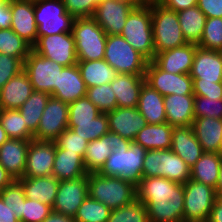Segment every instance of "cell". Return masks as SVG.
<instances>
[{
  "label": "cell",
  "instance_id": "obj_1",
  "mask_svg": "<svg viewBox=\"0 0 222 222\" xmlns=\"http://www.w3.org/2000/svg\"><path fill=\"white\" fill-rule=\"evenodd\" d=\"M136 191L149 222H183L184 184L164 177H142Z\"/></svg>",
  "mask_w": 222,
  "mask_h": 222
},
{
  "label": "cell",
  "instance_id": "obj_2",
  "mask_svg": "<svg viewBox=\"0 0 222 222\" xmlns=\"http://www.w3.org/2000/svg\"><path fill=\"white\" fill-rule=\"evenodd\" d=\"M88 195L111 210L129 205L137 199L134 183L98 172L88 173Z\"/></svg>",
  "mask_w": 222,
  "mask_h": 222
},
{
  "label": "cell",
  "instance_id": "obj_3",
  "mask_svg": "<svg viewBox=\"0 0 222 222\" xmlns=\"http://www.w3.org/2000/svg\"><path fill=\"white\" fill-rule=\"evenodd\" d=\"M148 62L155 57L151 6L137 5L128 15L120 34Z\"/></svg>",
  "mask_w": 222,
  "mask_h": 222
},
{
  "label": "cell",
  "instance_id": "obj_4",
  "mask_svg": "<svg viewBox=\"0 0 222 222\" xmlns=\"http://www.w3.org/2000/svg\"><path fill=\"white\" fill-rule=\"evenodd\" d=\"M146 152V149L134 141L129 147H116L112 149L111 155L98 173L108 177H119L137 185L142 178Z\"/></svg>",
  "mask_w": 222,
  "mask_h": 222
},
{
  "label": "cell",
  "instance_id": "obj_5",
  "mask_svg": "<svg viewBox=\"0 0 222 222\" xmlns=\"http://www.w3.org/2000/svg\"><path fill=\"white\" fill-rule=\"evenodd\" d=\"M72 35L78 61L104 59L107 34L93 17L75 18Z\"/></svg>",
  "mask_w": 222,
  "mask_h": 222
},
{
  "label": "cell",
  "instance_id": "obj_6",
  "mask_svg": "<svg viewBox=\"0 0 222 222\" xmlns=\"http://www.w3.org/2000/svg\"><path fill=\"white\" fill-rule=\"evenodd\" d=\"M190 176L191 168L171 149L147 150L143 160L142 177H164L185 184Z\"/></svg>",
  "mask_w": 222,
  "mask_h": 222
},
{
  "label": "cell",
  "instance_id": "obj_7",
  "mask_svg": "<svg viewBox=\"0 0 222 222\" xmlns=\"http://www.w3.org/2000/svg\"><path fill=\"white\" fill-rule=\"evenodd\" d=\"M155 54L186 44L177 12L162 4L151 5Z\"/></svg>",
  "mask_w": 222,
  "mask_h": 222
},
{
  "label": "cell",
  "instance_id": "obj_8",
  "mask_svg": "<svg viewBox=\"0 0 222 222\" xmlns=\"http://www.w3.org/2000/svg\"><path fill=\"white\" fill-rule=\"evenodd\" d=\"M104 60L118 74L145 75L148 63L121 35H107Z\"/></svg>",
  "mask_w": 222,
  "mask_h": 222
},
{
  "label": "cell",
  "instance_id": "obj_9",
  "mask_svg": "<svg viewBox=\"0 0 222 222\" xmlns=\"http://www.w3.org/2000/svg\"><path fill=\"white\" fill-rule=\"evenodd\" d=\"M33 3L38 38L72 32L75 18L66 11L63 0H39Z\"/></svg>",
  "mask_w": 222,
  "mask_h": 222
},
{
  "label": "cell",
  "instance_id": "obj_10",
  "mask_svg": "<svg viewBox=\"0 0 222 222\" xmlns=\"http://www.w3.org/2000/svg\"><path fill=\"white\" fill-rule=\"evenodd\" d=\"M216 193L215 188L189 179L184 184L183 222H207Z\"/></svg>",
  "mask_w": 222,
  "mask_h": 222
},
{
  "label": "cell",
  "instance_id": "obj_11",
  "mask_svg": "<svg viewBox=\"0 0 222 222\" xmlns=\"http://www.w3.org/2000/svg\"><path fill=\"white\" fill-rule=\"evenodd\" d=\"M63 68V65L38 55L33 50L23 63V70L27 74L33 90L50 95L58 86L59 73Z\"/></svg>",
  "mask_w": 222,
  "mask_h": 222
},
{
  "label": "cell",
  "instance_id": "obj_12",
  "mask_svg": "<svg viewBox=\"0 0 222 222\" xmlns=\"http://www.w3.org/2000/svg\"><path fill=\"white\" fill-rule=\"evenodd\" d=\"M32 50L64 67L73 66L78 62L72 32L40 36Z\"/></svg>",
  "mask_w": 222,
  "mask_h": 222
},
{
  "label": "cell",
  "instance_id": "obj_13",
  "mask_svg": "<svg viewBox=\"0 0 222 222\" xmlns=\"http://www.w3.org/2000/svg\"><path fill=\"white\" fill-rule=\"evenodd\" d=\"M139 4L141 1L102 0L93 18L107 35H120L129 13Z\"/></svg>",
  "mask_w": 222,
  "mask_h": 222
},
{
  "label": "cell",
  "instance_id": "obj_14",
  "mask_svg": "<svg viewBox=\"0 0 222 222\" xmlns=\"http://www.w3.org/2000/svg\"><path fill=\"white\" fill-rule=\"evenodd\" d=\"M69 104L50 96L41 116L34 140L54 141L68 128Z\"/></svg>",
  "mask_w": 222,
  "mask_h": 222
},
{
  "label": "cell",
  "instance_id": "obj_15",
  "mask_svg": "<svg viewBox=\"0 0 222 222\" xmlns=\"http://www.w3.org/2000/svg\"><path fill=\"white\" fill-rule=\"evenodd\" d=\"M145 80L162 96L193 94V79L189 74H172L161 70L153 61L147 63Z\"/></svg>",
  "mask_w": 222,
  "mask_h": 222
},
{
  "label": "cell",
  "instance_id": "obj_16",
  "mask_svg": "<svg viewBox=\"0 0 222 222\" xmlns=\"http://www.w3.org/2000/svg\"><path fill=\"white\" fill-rule=\"evenodd\" d=\"M88 196V175L60 181L52 210L74 218Z\"/></svg>",
  "mask_w": 222,
  "mask_h": 222
},
{
  "label": "cell",
  "instance_id": "obj_17",
  "mask_svg": "<svg viewBox=\"0 0 222 222\" xmlns=\"http://www.w3.org/2000/svg\"><path fill=\"white\" fill-rule=\"evenodd\" d=\"M55 160V142L31 140L27 151L23 177L52 176Z\"/></svg>",
  "mask_w": 222,
  "mask_h": 222
},
{
  "label": "cell",
  "instance_id": "obj_18",
  "mask_svg": "<svg viewBox=\"0 0 222 222\" xmlns=\"http://www.w3.org/2000/svg\"><path fill=\"white\" fill-rule=\"evenodd\" d=\"M130 143L131 141L110 131L101 138L90 141L83 158L87 172H98L111 155L112 149L129 147Z\"/></svg>",
  "mask_w": 222,
  "mask_h": 222
},
{
  "label": "cell",
  "instance_id": "obj_19",
  "mask_svg": "<svg viewBox=\"0 0 222 222\" xmlns=\"http://www.w3.org/2000/svg\"><path fill=\"white\" fill-rule=\"evenodd\" d=\"M193 83L222 82V55L220 51L196 48L189 73Z\"/></svg>",
  "mask_w": 222,
  "mask_h": 222
},
{
  "label": "cell",
  "instance_id": "obj_20",
  "mask_svg": "<svg viewBox=\"0 0 222 222\" xmlns=\"http://www.w3.org/2000/svg\"><path fill=\"white\" fill-rule=\"evenodd\" d=\"M11 29L32 47L37 43L34 3L29 0H10Z\"/></svg>",
  "mask_w": 222,
  "mask_h": 222
},
{
  "label": "cell",
  "instance_id": "obj_21",
  "mask_svg": "<svg viewBox=\"0 0 222 222\" xmlns=\"http://www.w3.org/2000/svg\"><path fill=\"white\" fill-rule=\"evenodd\" d=\"M109 131L129 141H134L137 133L147 125L143 115L136 108L116 107L107 112Z\"/></svg>",
  "mask_w": 222,
  "mask_h": 222
},
{
  "label": "cell",
  "instance_id": "obj_22",
  "mask_svg": "<svg viewBox=\"0 0 222 222\" xmlns=\"http://www.w3.org/2000/svg\"><path fill=\"white\" fill-rule=\"evenodd\" d=\"M197 47V44L186 43L183 46L155 54L152 61L165 72L189 74Z\"/></svg>",
  "mask_w": 222,
  "mask_h": 222
},
{
  "label": "cell",
  "instance_id": "obj_23",
  "mask_svg": "<svg viewBox=\"0 0 222 222\" xmlns=\"http://www.w3.org/2000/svg\"><path fill=\"white\" fill-rule=\"evenodd\" d=\"M30 141L9 138L0 146V164L14 180L24 175Z\"/></svg>",
  "mask_w": 222,
  "mask_h": 222
},
{
  "label": "cell",
  "instance_id": "obj_24",
  "mask_svg": "<svg viewBox=\"0 0 222 222\" xmlns=\"http://www.w3.org/2000/svg\"><path fill=\"white\" fill-rule=\"evenodd\" d=\"M194 94H171L164 97L166 123L172 127L191 126L194 116Z\"/></svg>",
  "mask_w": 222,
  "mask_h": 222
},
{
  "label": "cell",
  "instance_id": "obj_25",
  "mask_svg": "<svg viewBox=\"0 0 222 222\" xmlns=\"http://www.w3.org/2000/svg\"><path fill=\"white\" fill-rule=\"evenodd\" d=\"M170 149L181 157L191 168L204 153L198 142L193 127H174Z\"/></svg>",
  "mask_w": 222,
  "mask_h": 222
},
{
  "label": "cell",
  "instance_id": "obj_26",
  "mask_svg": "<svg viewBox=\"0 0 222 222\" xmlns=\"http://www.w3.org/2000/svg\"><path fill=\"white\" fill-rule=\"evenodd\" d=\"M86 85L82 79L77 64L64 67L59 73L58 86L52 93L55 97L67 104L86 96Z\"/></svg>",
  "mask_w": 222,
  "mask_h": 222
},
{
  "label": "cell",
  "instance_id": "obj_27",
  "mask_svg": "<svg viewBox=\"0 0 222 222\" xmlns=\"http://www.w3.org/2000/svg\"><path fill=\"white\" fill-rule=\"evenodd\" d=\"M145 82V75L117 74L110 82L117 99V107L136 108Z\"/></svg>",
  "mask_w": 222,
  "mask_h": 222
},
{
  "label": "cell",
  "instance_id": "obj_28",
  "mask_svg": "<svg viewBox=\"0 0 222 222\" xmlns=\"http://www.w3.org/2000/svg\"><path fill=\"white\" fill-rule=\"evenodd\" d=\"M192 127L204 152L222 154V119L195 117Z\"/></svg>",
  "mask_w": 222,
  "mask_h": 222
},
{
  "label": "cell",
  "instance_id": "obj_29",
  "mask_svg": "<svg viewBox=\"0 0 222 222\" xmlns=\"http://www.w3.org/2000/svg\"><path fill=\"white\" fill-rule=\"evenodd\" d=\"M33 91L27 74L21 71L0 89V109L20 108Z\"/></svg>",
  "mask_w": 222,
  "mask_h": 222
},
{
  "label": "cell",
  "instance_id": "obj_30",
  "mask_svg": "<svg viewBox=\"0 0 222 222\" xmlns=\"http://www.w3.org/2000/svg\"><path fill=\"white\" fill-rule=\"evenodd\" d=\"M18 181L23 187L26 198L40 201L53 207L60 183L56 177H22Z\"/></svg>",
  "mask_w": 222,
  "mask_h": 222
},
{
  "label": "cell",
  "instance_id": "obj_31",
  "mask_svg": "<svg viewBox=\"0 0 222 222\" xmlns=\"http://www.w3.org/2000/svg\"><path fill=\"white\" fill-rule=\"evenodd\" d=\"M85 175H88V172L83 157L77 153L57 148L55 144V160L52 176L56 177L59 181H63L74 180Z\"/></svg>",
  "mask_w": 222,
  "mask_h": 222
},
{
  "label": "cell",
  "instance_id": "obj_32",
  "mask_svg": "<svg viewBox=\"0 0 222 222\" xmlns=\"http://www.w3.org/2000/svg\"><path fill=\"white\" fill-rule=\"evenodd\" d=\"M137 109L143 115L147 124L166 123L164 96L146 82L140 91Z\"/></svg>",
  "mask_w": 222,
  "mask_h": 222
},
{
  "label": "cell",
  "instance_id": "obj_33",
  "mask_svg": "<svg viewBox=\"0 0 222 222\" xmlns=\"http://www.w3.org/2000/svg\"><path fill=\"white\" fill-rule=\"evenodd\" d=\"M174 127L168 123L147 124L136 135L134 142L146 150H168Z\"/></svg>",
  "mask_w": 222,
  "mask_h": 222
},
{
  "label": "cell",
  "instance_id": "obj_34",
  "mask_svg": "<svg viewBox=\"0 0 222 222\" xmlns=\"http://www.w3.org/2000/svg\"><path fill=\"white\" fill-rule=\"evenodd\" d=\"M221 164V153L204 152L200 159L191 167L190 179L216 189Z\"/></svg>",
  "mask_w": 222,
  "mask_h": 222
},
{
  "label": "cell",
  "instance_id": "obj_35",
  "mask_svg": "<svg viewBox=\"0 0 222 222\" xmlns=\"http://www.w3.org/2000/svg\"><path fill=\"white\" fill-rule=\"evenodd\" d=\"M86 88L108 84L117 76V71L111 67L104 59L93 61H78Z\"/></svg>",
  "mask_w": 222,
  "mask_h": 222
},
{
  "label": "cell",
  "instance_id": "obj_36",
  "mask_svg": "<svg viewBox=\"0 0 222 222\" xmlns=\"http://www.w3.org/2000/svg\"><path fill=\"white\" fill-rule=\"evenodd\" d=\"M177 17L186 42L198 44L203 35L206 15L196 5L177 12Z\"/></svg>",
  "mask_w": 222,
  "mask_h": 222
},
{
  "label": "cell",
  "instance_id": "obj_37",
  "mask_svg": "<svg viewBox=\"0 0 222 222\" xmlns=\"http://www.w3.org/2000/svg\"><path fill=\"white\" fill-rule=\"evenodd\" d=\"M50 94L40 91H33L31 96L24 102V104L18 108L25 123L27 129L34 135L38 129V125L46 107L47 101L50 98Z\"/></svg>",
  "mask_w": 222,
  "mask_h": 222
},
{
  "label": "cell",
  "instance_id": "obj_38",
  "mask_svg": "<svg viewBox=\"0 0 222 222\" xmlns=\"http://www.w3.org/2000/svg\"><path fill=\"white\" fill-rule=\"evenodd\" d=\"M23 116L18 109H0V123L8 138L33 140L34 135L27 129Z\"/></svg>",
  "mask_w": 222,
  "mask_h": 222
},
{
  "label": "cell",
  "instance_id": "obj_39",
  "mask_svg": "<svg viewBox=\"0 0 222 222\" xmlns=\"http://www.w3.org/2000/svg\"><path fill=\"white\" fill-rule=\"evenodd\" d=\"M31 51L32 46L11 28L0 29V53L19 58L24 63Z\"/></svg>",
  "mask_w": 222,
  "mask_h": 222
},
{
  "label": "cell",
  "instance_id": "obj_40",
  "mask_svg": "<svg viewBox=\"0 0 222 222\" xmlns=\"http://www.w3.org/2000/svg\"><path fill=\"white\" fill-rule=\"evenodd\" d=\"M102 112L85 96L69 104L68 128L77 123L93 122Z\"/></svg>",
  "mask_w": 222,
  "mask_h": 222
},
{
  "label": "cell",
  "instance_id": "obj_41",
  "mask_svg": "<svg viewBox=\"0 0 222 222\" xmlns=\"http://www.w3.org/2000/svg\"><path fill=\"white\" fill-rule=\"evenodd\" d=\"M111 209L88 196L77 209L76 222H107Z\"/></svg>",
  "mask_w": 222,
  "mask_h": 222
},
{
  "label": "cell",
  "instance_id": "obj_42",
  "mask_svg": "<svg viewBox=\"0 0 222 222\" xmlns=\"http://www.w3.org/2000/svg\"><path fill=\"white\" fill-rule=\"evenodd\" d=\"M107 222H149L147 208L136 199L129 205L111 210Z\"/></svg>",
  "mask_w": 222,
  "mask_h": 222
},
{
  "label": "cell",
  "instance_id": "obj_43",
  "mask_svg": "<svg viewBox=\"0 0 222 222\" xmlns=\"http://www.w3.org/2000/svg\"><path fill=\"white\" fill-rule=\"evenodd\" d=\"M86 97L102 113L110 112L117 107V99L110 83L87 88Z\"/></svg>",
  "mask_w": 222,
  "mask_h": 222
},
{
  "label": "cell",
  "instance_id": "obj_44",
  "mask_svg": "<svg viewBox=\"0 0 222 222\" xmlns=\"http://www.w3.org/2000/svg\"><path fill=\"white\" fill-rule=\"evenodd\" d=\"M72 130L89 142L99 139L109 132L107 113H101L93 119V122L77 123Z\"/></svg>",
  "mask_w": 222,
  "mask_h": 222
},
{
  "label": "cell",
  "instance_id": "obj_45",
  "mask_svg": "<svg viewBox=\"0 0 222 222\" xmlns=\"http://www.w3.org/2000/svg\"><path fill=\"white\" fill-rule=\"evenodd\" d=\"M198 47L220 51L222 49V18H207Z\"/></svg>",
  "mask_w": 222,
  "mask_h": 222
},
{
  "label": "cell",
  "instance_id": "obj_46",
  "mask_svg": "<svg viewBox=\"0 0 222 222\" xmlns=\"http://www.w3.org/2000/svg\"><path fill=\"white\" fill-rule=\"evenodd\" d=\"M0 197L5 204L16 213L17 218L22 222L23 202L26 199L23 187L18 180H14L0 192Z\"/></svg>",
  "mask_w": 222,
  "mask_h": 222
},
{
  "label": "cell",
  "instance_id": "obj_47",
  "mask_svg": "<svg viewBox=\"0 0 222 222\" xmlns=\"http://www.w3.org/2000/svg\"><path fill=\"white\" fill-rule=\"evenodd\" d=\"M56 147L77 153L84 158L89 141L66 128L55 140Z\"/></svg>",
  "mask_w": 222,
  "mask_h": 222
},
{
  "label": "cell",
  "instance_id": "obj_48",
  "mask_svg": "<svg viewBox=\"0 0 222 222\" xmlns=\"http://www.w3.org/2000/svg\"><path fill=\"white\" fill-rule=\"evenodd\" d=\"M194 116L222 119V98L195 96Z\"/></svg>",
  "mask_w": 222,
  "mask_h": 222
},
{
  "label": "cell",
  "instance_id": "obj_49",
  "mask_svg": "<svg viewBox=\"0 0 222 222\" xmlns=\"http://www.w3.org/2000/svg\"><path fill=\"white\" fill-rule=\"evenodd\" d=\"M52 211L51 206L26 198L23 202L22 222H43Z\"/></svg>",
  "mask_w": 222,
  "mask_h": 222
},
{
  "label": "cell",
  "instance_id": "obj_50",
  "mask_svg": "<svg viewBox=\"0 0 222 222\" xmlns=\"http://www.w3.org/2000/svg\"><path fill=\"white\" fill-rule=\"evenodd\" d=\"M102 0H63L66 11L74 18L93 17Z\"/></svg>",
  "mask_w": 222,
  "mask_h": 222
},
{
  "label": "cell",
  "instance_id": "obj_51",
  "mask_svg": "<svg viewBox=\"0 0 222 222\" xmlns=\"http://www.w3.org/2000/svg\"><path fill=\"white\" fill-rule=\"evenodd\" d=\"M21 71L23 62L19 58L0 53V89Z\"/></svg>",
  "mask_w": 222,
  "mask_h": 222
},
{
  "label": "cell",
  "instance_id": "obj_52",
  "mask_svg": "<svg viewBox=\"0 0 222 222\" xmlns=\"http://www.w3.org/2000/svg\"><path fill=\"white\" fill-rule=\"evenodd\" d=\"M193 94L207 98H222V82L193 83Z\"/></svg>",
  "mask_w": 222,
  "mask_h": 222
},
{
  "label": "cell",
  "instance_id": "obj_53",
  "mask_svg": "<svg viewBox=\"0 0 222 222\" xmlns=\"http://www.w3.org/2000/svg\"><path fill=\"white\" fill-rule=\"evenodd\" d=\"M197 7L206 18H222V0H198Z\"/></svg>",
  "mask_w": 222,
  "mask_h": 222
},
{
  "label": "cell",
  "instance_id": "obj_54",
  "mask_svg": "<svg viewBox=\"0 0 222 222\" xmlns=\"http://www.w3.org/2000/svg\"><path fill=\"white\" fill-rule=\"evenodd\" d=\"M10 0H0V29L11 28Z\"/></svg>",
  "mask_w": 222,
  "mask_h": 222
},
{
  "label": "cell",
  "instance_id": "obj_55",
  "mask_svg": "<svg viewBox=\"0 0 222 222\" xmlns=\"http://www.w3.org/2000/svg\"><path fill=\"white\" fill-rule=\"evenodd\" d=\"M198 0H164L162 5L167 9L179 12L190 7L196 6Z\"/></svg>",
  "mask_w": 222,
  "mask_h": 222
},
{
  "label": "cell",
  "instance_id": "obj_56",
  "mask_svg": "<svg viewBox=\"0 0 222 222\" xmlns=\"http://www.w3.org/2000/svg\"><path fill=\"white\" fill-rule=\"evenodd\" d=\"M0 222H20L16 213L0 197Z\"/></svg>",
  "mask_w": 222,
  "mask_h": 222
},
{
  "label": "cell",
  "instance_id": "obj_57",
  "mask_svg": "<svg viewBox=\"0 0 222 222\" xmlns=\"http://www.w3.org/2000/svg\"><path fill=\"white\" fill-rule=\"evenodd\" d=\"M43 222H76L71 216H66L61 213L52 211Z\"/></svg>",
  "mask_w": 222,
  "mask_h": 222
},
{
  "label": "cell",
  "instance_id": "obj_58",
  "mask_svg": "<svg viewBox=\"0 0 222 222\" xmlns=\"http://www.w3.org/2000/svg\"><path fill=\"white\" fill-rule=\"evenodd\" d=\"M14 181L8 171L0 164V192Z\"/></svg>",
  "mask_w": 222,
  "mask_h": 222
},
{
  "label": "cell",
  "instance_id": "obj_59",
  "mask_svg": "<svg viewBox=\"0 0 222 222\" xmlns=\"http://www.w3.org/2000/svg\"><path fill=\"white\" fill-rule=\"evenodd\" d=\"M207 222H222V205L217 201L211 209V213Z\"/></svg>",
  "mask_w": 222,
  "mask_h": 222
},
{
  "label": "cell",
  "instance_id": "obj_60",
  "mask_svg": "<svg viewBox=\"0 0 222 222\" xmlns=\"http://www.w3.org/2000/svg\"><path fill=\"white\" fill-rule=\"evenodd\" d=\"M8 136L4 130V128L2 127V124L0 123V146L6 142L8 140Z\"/></svg>",
  "mask_w": 222,
  "mask_h": 222
},
{
  "label": "cell",
  "instance_id": "obj_61",
  "mask_svg": "<svg viewBox=\"0 0 222 222\" xmlns=\"http://www.w3.org/2000/svg\"><path fill=\"white\" fill-rule=\"evenodd\" d=\"M141 4L145 5H155V4H162L164 0H140Z\"/></svg>",
  "mask_w": 222,
  "mask_h": 222
},
{
  "label": "cell",
  "instance_id": "obj_62",
  "mask_svg": "<svg viewBox=\"0 0 222 222\" xmlns=\"http://www.w3.org/2000/svg\"><path fill=\"white\" fill-rule=\"evenodd\" d=\"M216 191H222V164L219 172V180L217 183Z\"/></svg>",
  "mask_w": 222,
  "mask_h": 222
},
{
  "label": "cell",
  "instance_id": "obj_63",
  "mask_svg": "<svg viewBox=\"0 0 222 222\" xmlns=\"http://www.w3.org/2000/svg\"><path fill=\"white\" fill-rule=\"evenodd\" d=\"M216 201L222 205V191H216Z\"/></svg>",
  "mask_w": 222,
  "mask_h": 222
}]
</instances>
